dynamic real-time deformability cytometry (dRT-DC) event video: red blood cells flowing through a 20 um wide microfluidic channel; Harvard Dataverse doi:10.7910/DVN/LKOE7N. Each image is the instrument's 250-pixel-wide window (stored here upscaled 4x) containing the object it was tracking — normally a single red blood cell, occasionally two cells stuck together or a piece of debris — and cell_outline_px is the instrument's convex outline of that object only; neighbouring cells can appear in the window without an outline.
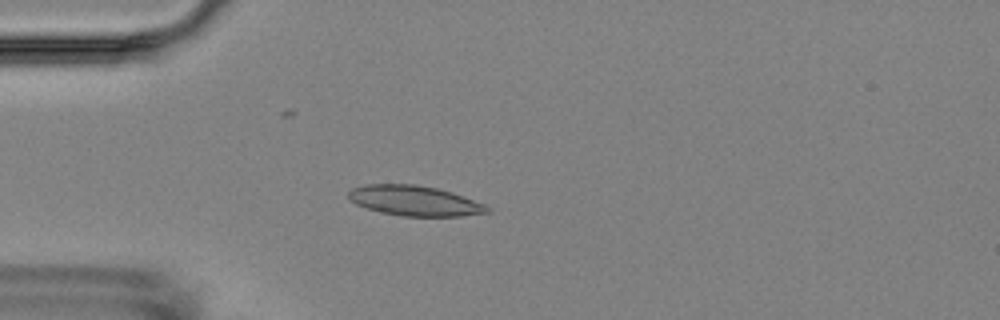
{"species": "Egyptian fruit bat (a non-hibernating species)", "species_latin": "Rousettus aegyptiacus", "temperature_condition": "room temperature", "stored_images_in_passage": 5, "camera_frame_rate_fps": 3000, "um_per_image_px": 0.085, "animal": {"sex": "female"}, "frame": {"image": 1, "passage_image": 4, "time_ms": 4.667, "image_size_px": [1000, 320], "cell_outline_px": [[492, 212], [460, 216], [400, 216], [380, 212], [356, 204], [348, 200], [348, 192], [352, 188], [364, 184], [416, 184], [436, 188], [452, 192], [484, 204], [492, 208]], "centroid_in_image_um": [35.23, 17.06], "position_along_channel_um": 49.8, "area_um2": 24.51}}